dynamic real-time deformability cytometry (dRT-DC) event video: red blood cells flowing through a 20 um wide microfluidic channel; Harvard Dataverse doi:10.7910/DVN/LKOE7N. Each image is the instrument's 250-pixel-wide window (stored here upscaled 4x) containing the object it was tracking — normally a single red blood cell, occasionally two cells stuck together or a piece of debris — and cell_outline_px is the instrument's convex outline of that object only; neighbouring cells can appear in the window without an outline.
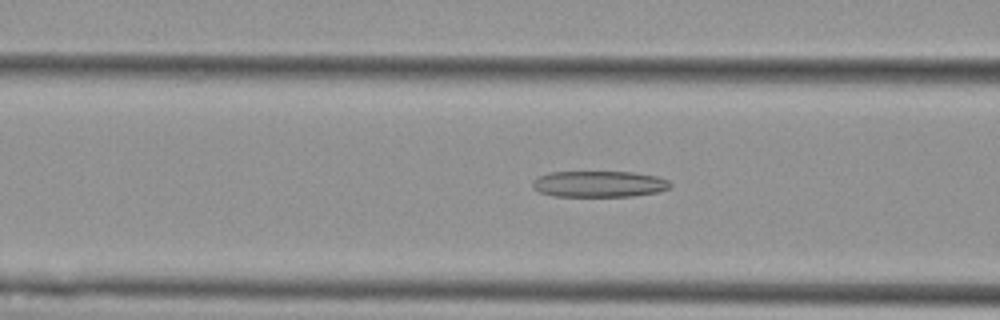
{"species": "Egyptian fruit bat (a non-hibernating species)", "species_latin": "Rousettus aegyptiacus", "temperature_condition": "cold", "stored_images_in_passage": 42, "camera_frame_rate_fps": 3000, "um_per_image_px": 0.085, "animal": {"sex": "female"}, "frame": {"image": 1, "passage_image": 10, "time_ms": 3.0, "image_size_px": [1000, 320], "cell_outline_px": [[672, 184], [668, 188], [656, 192], [632, 196], [552, 196], [540, 192], [532, 188], [532, 180], [540, 176], [552, 172], [632, 172], [656, 176], [668, 180]], "centroid_in_image_um": [50.89, 15.64], "position_along_channel_um": 115.7, "area_um2": 20.92}}
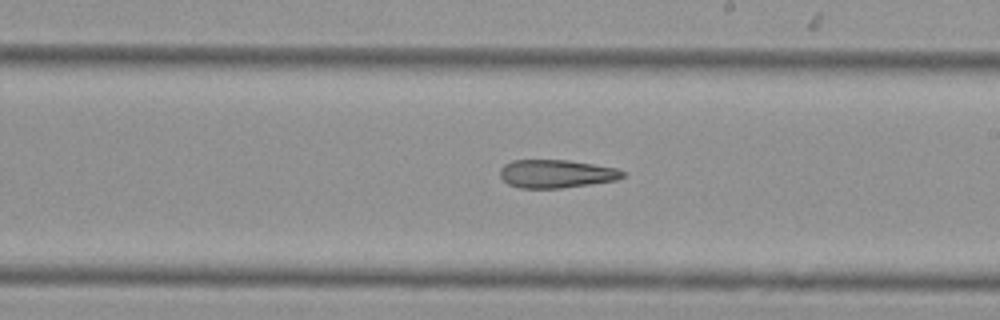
{"frame": {"image": 2, "passage_image": 20, "time_ms": 6.333, "image_size_px": [1000, 320], "cell_outline_px": [[624, 176], [616, 180], [560, 188], [520, 188], [508, 184], [500, 176], [500, 168], [504, 164], [512, 160], [568, 160], [616, 168], [624, 172]], "centroid_in_image_um": [47.24, 14.76], "position_along_channel_um": 241.8, "area_um2": 20.0}}
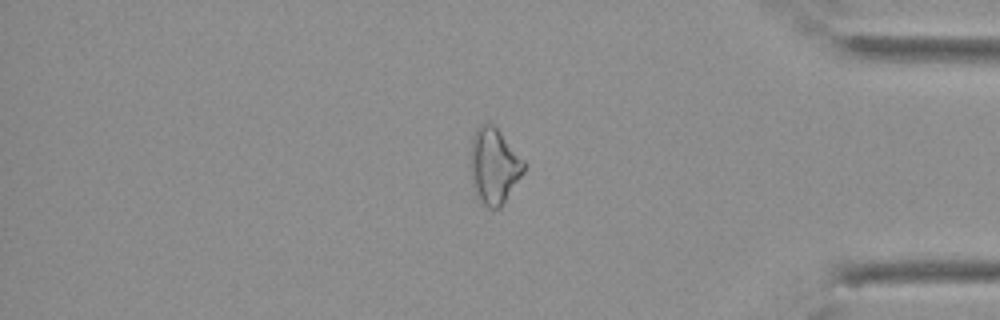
{"frame": {"image": 3, "passage_image": 34, "time_ms": 11.0, "image_size_px": [1000, 320], "cell_outline_px": [[524, 172], [504, 204], [500, 208], [488, 208], [480, 200], [472, 184], [468, 160], [472, 136], [476, 128], [484, 120], [492, 124], [500, 132], [524, 160]], "centroid_in_image_um": [41.95, 14.08], "position_along_channel_um": 393.2, "area_um2": 23.99}, "authors_computed_cell_mechanics": {"area_um2": 22.1085, "velocity_mm_per_s": 3.7971, "shape_relaxation_time_tau1_ms": null, "shape_relaxation_time_tau2_ms": 11.1922, "deformation_change_tau1": null, "deformation_change_tau2": 0.2731}}